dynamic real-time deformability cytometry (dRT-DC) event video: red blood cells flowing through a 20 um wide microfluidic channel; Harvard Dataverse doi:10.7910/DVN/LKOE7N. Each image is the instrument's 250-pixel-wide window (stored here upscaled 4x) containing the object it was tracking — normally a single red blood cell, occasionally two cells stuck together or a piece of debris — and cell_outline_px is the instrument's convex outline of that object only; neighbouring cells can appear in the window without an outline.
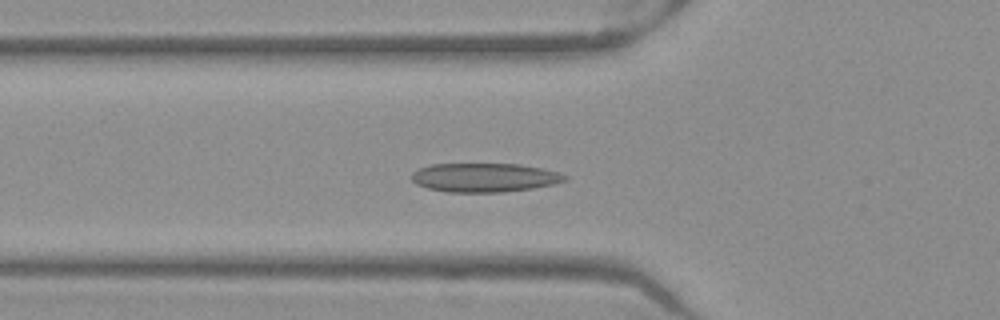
{"species": "Egyptian fruit bat (a non-hibernating species)", "species_latin": "Rousettus aegyptiacus", "temperature_condition": "warm", "stored_images_in_passage": 36, "camera_frame_rate_fps": 3000, "um_per_image_px": 0.085, "frame": {"image": 1, "passage_image": 3, "time_ms": 0.667, "image_size_px": [1000, 320], "cell_outline_px": [[568, 180], [556, 184], [532, 188], [500, 192], [448, 192], [428, 188], [416, 184], [412, 180], [412, 172], [420, 168], [432, 164], [520, 164], [540, 168], [556, 172], [568, 176]], "centroid_in_image_um": [41.19, 15.09], "position_along_channel_um": 84.6, "area_um2": 25.72}}
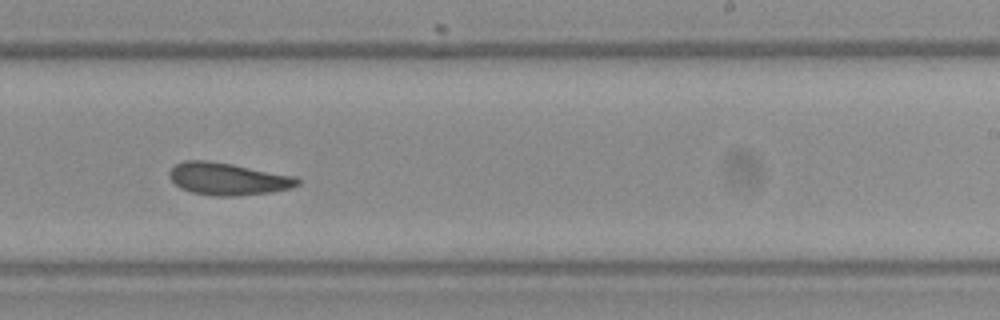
{"frame": {"image": 2, "passage_image": 17, "time_ms": 5.333, "image_size_px": [1000, 320], "cell_outline_px": [[300, 184], [292, 188], [272, 192], [236, 196], [212, 196], [192, 192], [180, 188], [168, 176], [168, 172], [176, 164], [184, 160], [208, 160], [232, 164], [296, 176], [300, 180]], "centroid_in_image_um": [19.38, 15.21], "position_along_channel_um": 269.6, "area_um2": 24.28}}
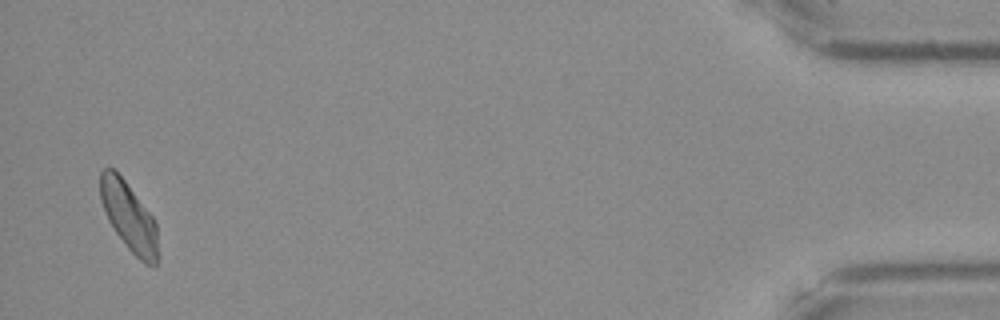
{"frame": {"image": 3, "passage_image": 35, "time_ms": 11.333, "image_size_px": [1000, 320], "cell_outline_px": [[156, 264], [144, 264], [128, 248], [116, 232], [108, 220], [100, 200], [100, 172], [104, 168], [112, 168], [124, 180], [152, 216], [156, 224]], "centroid_in_image_um": [10.91, 18.38], "position_along_channel_um": 424.3, "area_um2": 22.37}, "authors_computed_cell_mechanics": {"area_um2": 23.8136, "velocity_mm_per_s": 3.9533, "shape_relaxation_time_tau1_ms": 5.2892, "shape_relaxation_time_tau2_ms": 1.5234, "deformation_change_tau1": 0.1248, "deformation_change_tau2": 0.0674}}